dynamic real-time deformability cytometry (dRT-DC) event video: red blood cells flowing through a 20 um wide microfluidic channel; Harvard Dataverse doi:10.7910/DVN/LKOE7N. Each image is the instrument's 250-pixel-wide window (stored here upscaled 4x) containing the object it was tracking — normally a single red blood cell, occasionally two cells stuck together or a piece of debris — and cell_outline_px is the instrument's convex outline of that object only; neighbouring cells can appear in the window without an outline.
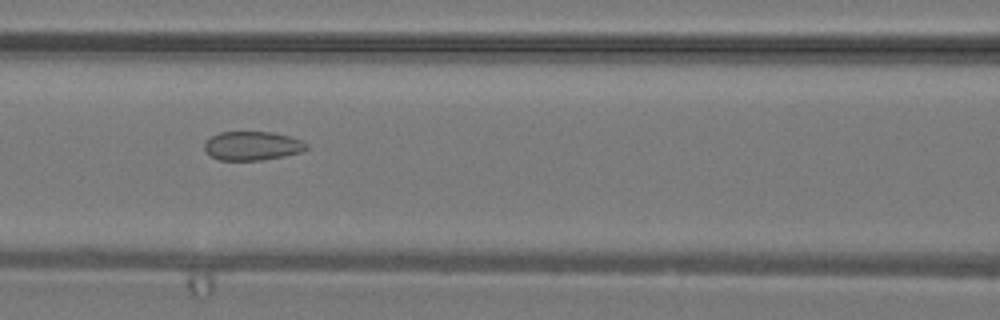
{"species": "common noctule bat (a hibernating species)", "species_latin": "Nyctalus noctula", "temperature_condition": "warm", "stored_images_in_passage": 29, "camera_frame_rate_fps": 3000, "um_per_image_px": 0.085, "animal": {"sex": "male", "body_mass_g": 19.2, "forearm_length_mm": 51.8}, "frame": {"image": 1, "passage_image": 11, "time_ms": 3.333, "image_size_px": [1000, 320], "cell_outline_px": [[308, 148], [300, 152], [284, 156], [260, 160], [220, 160], [212, 156], [204, 148], [204, 144], [212, 136], [220, 132], [272, 132], [304, 140], [308, 144]], "centroid_in_image_um": [21.49, 12.39], "position_along_channel_um": 145.1, "area_um2": 17.05}}
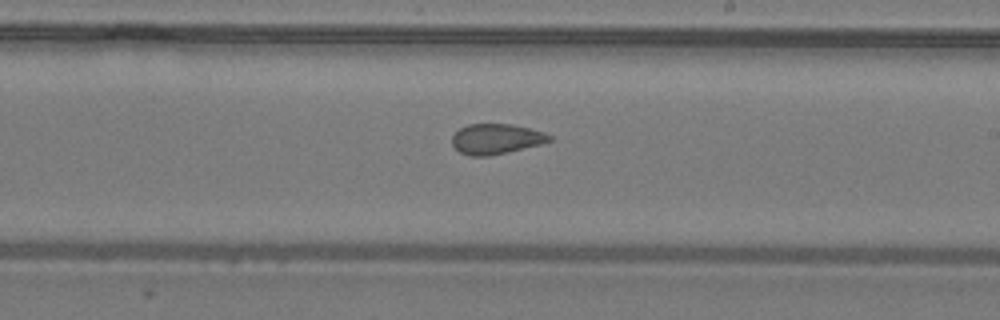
{"frame": {"image": 2, "passage_image": 17, "time_ms": 5.333, "image_size_px": [1000, 320], "cell_outline_px": [[552, 140], [540, 144], [488, 156], [472, 156], [460, 152], [452, 144], [452, 136], [460, 128], [468, 124], [512, 124], [544, 132], [552, 136]], "centroid_in_image_um": [42.16, 11.8], "position_along_channel_um": 246.8, "area_um2": 16.94}}
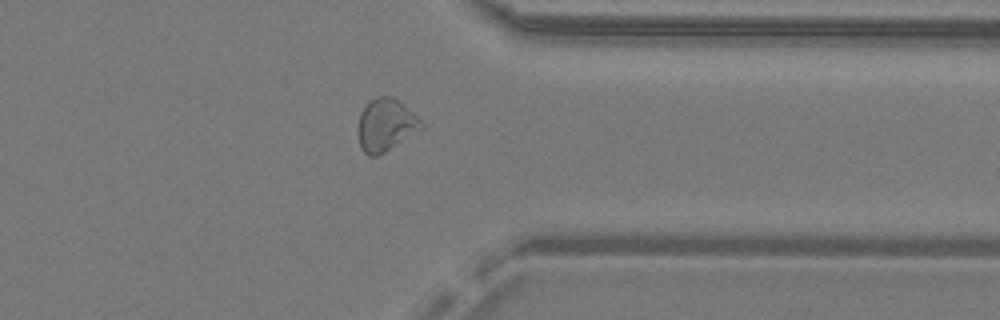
{"frame": {"image": 3, "passage_image": 25, "time_ms": 8.0, "image_size_px": [1000, 320], "cell_outline_px": [[424, 128], [384, 152], [376, 156], [368, 156], [360, 148], [356, 132], [356, 128], [360, 112], [364, 104], [368, 100], [376, 96], [392, 96], [412, 112], [424, 124]], "centroid_in_image_um": [32.72, 10.62], "position_along_channel_um": 378.7, "area_um2": 19.65}}